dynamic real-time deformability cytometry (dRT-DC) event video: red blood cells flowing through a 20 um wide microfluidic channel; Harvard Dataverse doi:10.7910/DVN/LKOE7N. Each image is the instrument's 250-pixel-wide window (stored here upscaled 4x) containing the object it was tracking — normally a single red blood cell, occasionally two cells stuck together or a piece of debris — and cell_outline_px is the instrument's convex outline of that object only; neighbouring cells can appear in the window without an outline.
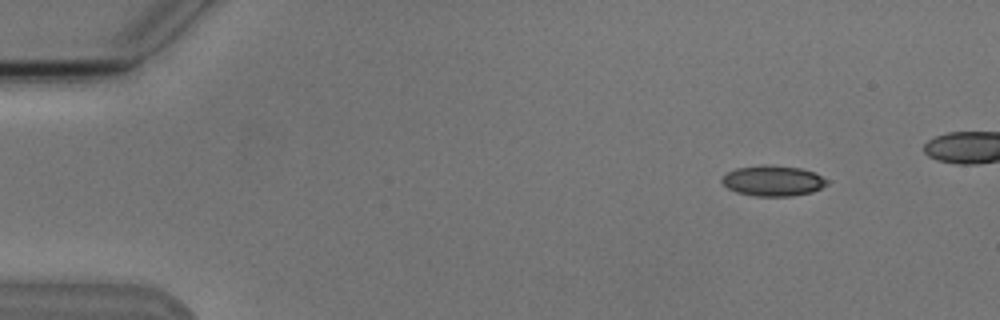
{"species": "Egyptian fruit bat (a non-hibernating species)", "species_latin": "Rousettus aegyptiacus", "temperature_condition": "cold", "stored_images_in_passage": 5, "camera_frame_rate_fps": 3000, "um_per_image_px": 0.085, "animal": {"sex": "male"}, "frame": {"image": 1, "passage_image": 2, "time_ms": 1.333, "image_size_px": [1000, 320], "cell_outline_px": [[828, 184], [812, 192], [792, 196], [756, 196], [736, 192], [728, 188], [720, 180], [728, 172], [736, 168], [764, 164], [772, 164], [800, 168], [816, 172], [828, 180]], "centroid_in_image_um": [65.73, 15.35], "position_along_channel_um": 19.3, "area_um2": 18.84}}